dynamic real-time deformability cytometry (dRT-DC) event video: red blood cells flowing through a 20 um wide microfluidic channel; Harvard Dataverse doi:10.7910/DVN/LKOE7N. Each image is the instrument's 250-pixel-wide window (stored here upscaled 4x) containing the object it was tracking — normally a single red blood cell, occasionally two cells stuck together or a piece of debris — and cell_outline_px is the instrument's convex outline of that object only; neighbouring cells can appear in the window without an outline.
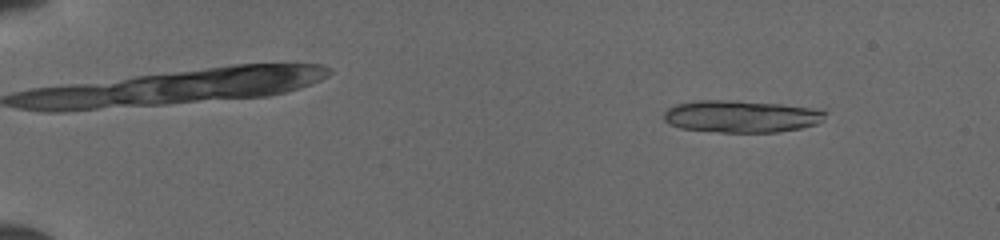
{"species": "common noctule bat (a hibernating species)", "species_latin": "Nyctalus noctula", "temperature_condition": "cold", "stored_images_in_passage": 51, "camera_frame_rate_fps": 3000, "um_per_image_px": 0.085, "animal": {"sex": "female", "body_mass_g": 19.5, "forearm_length_mm": 54.1}, "frame": {"image": 1, "passage_image": 6, "time_ms": 1.667, "image_size_px": [1000, 240], "cell_outline_px": [[828, 112], [816, 124], [800, 128], [780, 132], [720, 132], [680, 128], [668, 124], [664, 120], [664, 112], [668, 108], [676, 104], [696, 100], [736, 100], [780, 104], [808, 108]], "centroid_in_image_um": [62.93, 9.89], "position_along_channel_um": 22.1, "area_um2": 30.11}}
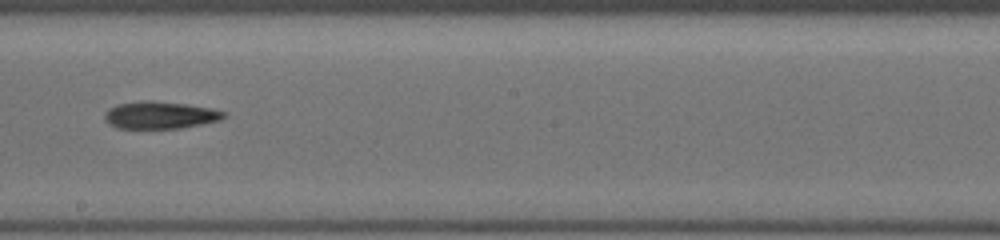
{"frame": {"image": 2, "passage_image": 31, "time_ms": 10.0, "image_size_px": [1000, 240], "cell_outline_px": [[224, 116], [220, 120], [180, 128], [116, 128], [108, 124], [104, 120], [104, 112], [108, 108], [116, 104], [144, 100], [152, 100], [184, 104], [212, 108], [224, 112]], "centroid_in_image_um": [13.52, 9.78], "position_along_channel_um": 234.7, "area_um2": 18.96}}
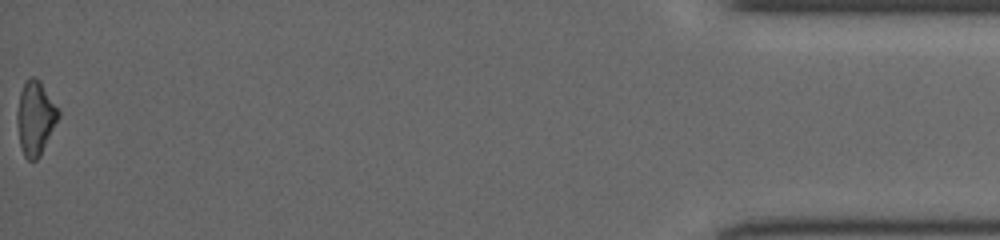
{"frame": {"image": 3, "passage_image": 51, "time_ms": 16.667, "image_size_px": [1000, 240], "cell_outline_px": [[60, 116], [40, 156], [36, 160], [28, 160], [24, 156], [20, 144], [16, 120], [16, 112], [20, 92], [28, 76], [36, 76], [40, 80], [60, 112]], "centroid_in_image_um": [2.99, 10.01], "position_along_channel_um": 432.2, "area_um2": 17.86}}